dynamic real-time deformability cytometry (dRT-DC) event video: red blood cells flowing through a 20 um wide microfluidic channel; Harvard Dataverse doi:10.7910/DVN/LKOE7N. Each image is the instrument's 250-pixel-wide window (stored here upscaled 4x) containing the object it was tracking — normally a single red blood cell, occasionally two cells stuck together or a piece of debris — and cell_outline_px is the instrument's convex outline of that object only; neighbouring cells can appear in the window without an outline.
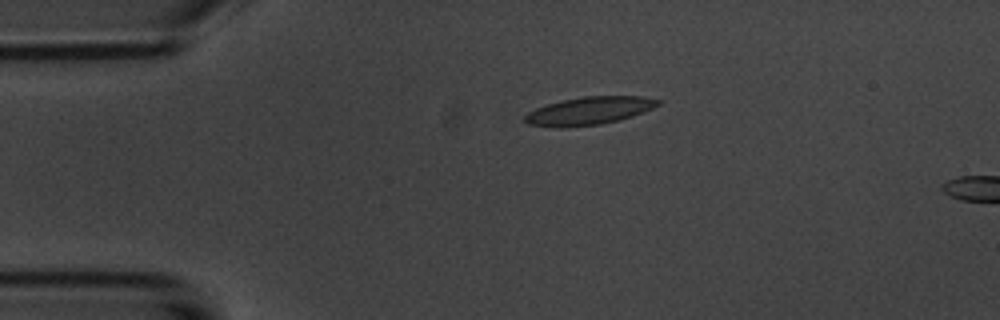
{"species": "common noctule bat (a hibernating species)", "species_latin": "Nyctalus noctula", "temperature_condition": "room temperature", "stored_images_in_passage": 2, "camera_frame_rate_fps": 3000, "um_per_image_px": 0.085, "animal": {"sex": "male", "body_mass_g": 20.1, "forearm_length_mm": 53.5}, "frame": {"image": 1, "passage_image": 1, "time_ms": 0.0, "image_size_px": [1000, 320], "cell_outline_px": [[660, 104], [652, 108], [632, 116], [620, 120], [600, 124], [564, 128], [556, 128], [528, 124], [524, 120], [524, 116], [528, 112], [536, 108], [548, 104], [564, 100], [584, 96], [640, 96], [660, 100]], "centroid_in_image_um": [50.05, 9.43], "position_along_channel_um": 35.0, "area_um2": 21.56}}